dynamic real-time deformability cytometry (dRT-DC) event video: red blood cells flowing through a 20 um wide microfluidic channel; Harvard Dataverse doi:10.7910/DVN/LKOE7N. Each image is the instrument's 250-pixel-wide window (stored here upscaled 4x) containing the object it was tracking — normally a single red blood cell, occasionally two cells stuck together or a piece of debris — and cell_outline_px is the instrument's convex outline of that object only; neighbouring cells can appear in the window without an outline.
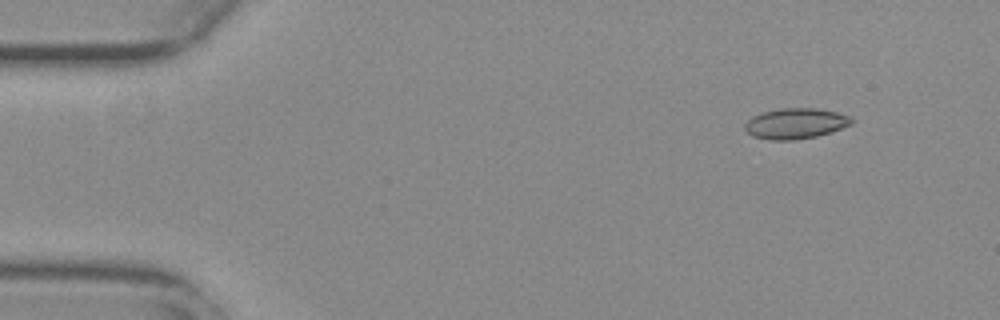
{"species": "common noctule bat (a hibernating species)", "species_latin": "Nyctalus noctula", "temperature_condition": "warm", "stored_images_in_passage": 19, "camera_frame_rate_fps": 3000, "um_per_image_px": 0.085, "animal": {"sex": "female", "body_mass_g": 29.2, "forearm_length_mm": 56.3}, "frame": {"image": 1, "passage_image": 1, "time_ms": 0.0, "image_size_px": [1000, 320], "cell_outline_px": [[852, 124], [832, 132], [816, 136], [796, 140], [772, 140], [752, 136], [744, 128], [744, 124], [752, 116], [760, 112], [780, 108], [816, 108], [836, 112], [848, 116], [852, 120]], "centroid_in_image_um": [67.59, 10.49], "position_along_channel_um": 17.4, "area_um2": 19.07}}
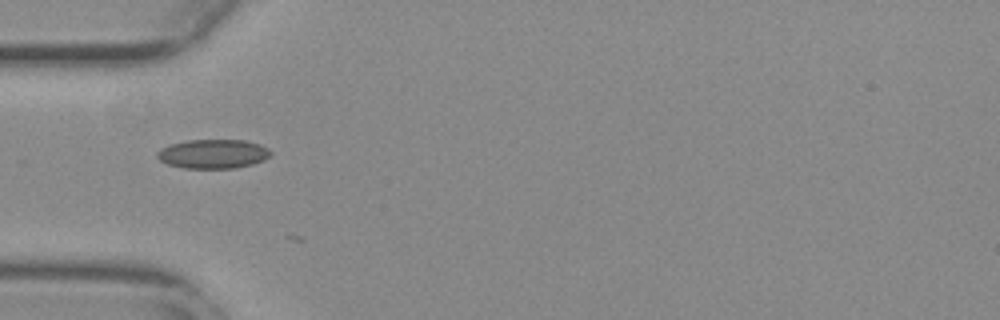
{"frame": {"image": 2, "passage_image": 13, "time_ms": 4.0, "image_size_px": [1000, 320], "cell_outline_px": [[272, 152], [264, 160], [252, 164], [236, 168], [184, 168], [168, 164], [160, 160], [156, 156], [156, 152], [160, 148], [172, 144], [188, 140], [244, 140], [260, 144], [268, 148]], "centroid_in_image_um": [18.11, 13.08], "position_along_channel_um": 66.9, "area_um2": 19.25}}
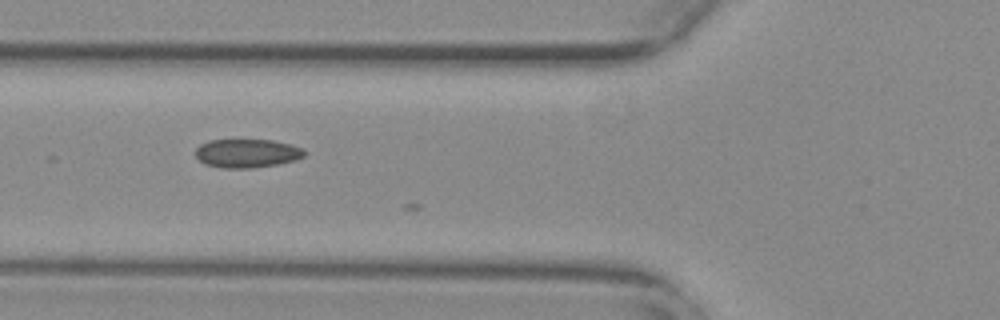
{"frame": {"image": 3, "passage_image": 16, "time_ms": 5.0, "image_size_px": [1000, 320], "cell_outline_px": [[304, 156], [296, 160], [276, 164], [252, 168], [220, 168], [204, 164], [192, 152], [200, 144], [208, 140], [272, 140], [288, 144], [300, 148], [304, 152]], "centroid_in_image_um": [20.91, 13.03], "position_along_channel_um": 104.9, "area_um2": 18.15}}